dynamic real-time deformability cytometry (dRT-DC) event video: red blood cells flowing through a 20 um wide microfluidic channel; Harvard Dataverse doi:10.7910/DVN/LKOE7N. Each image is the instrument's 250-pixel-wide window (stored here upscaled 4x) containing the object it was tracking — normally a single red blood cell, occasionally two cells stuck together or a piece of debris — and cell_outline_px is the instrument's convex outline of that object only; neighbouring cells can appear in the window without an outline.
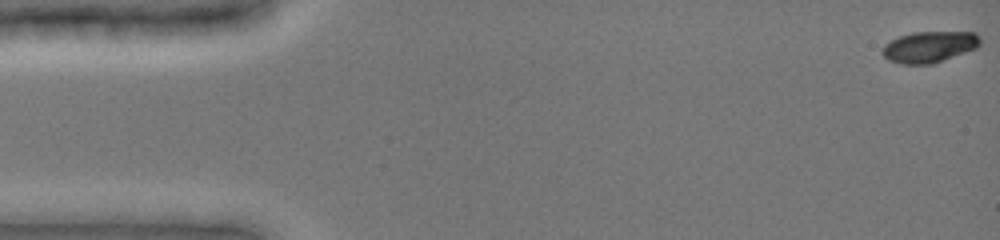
{"species": "common noctule bat (a hibernating species)", "species_latin": "Nyctalus noctula", "temperature_condition": "cold", "stored_images_in_passage": 49, "camera_frame_rate_fps": 3000, "um_per_image_px": 0.085, "animal": {"sex": "female", "body_mass_g": 19.0, "forearm_length_mm": 51.5}, "frame": {"image": 1, "passage_image": 1, "time_ms": 0.0, "image_size_px": [1000, 240], "cell_outline_px": [[980, 44], [976, 48], [932, 64], [900, 64], [888, 60], [884, 56], [884, 44], [900, 36], [912, 32], [976, 32], [980, 36]], "centroid_in_image_um": [79.01, 3.98], "position_along_channel_um": 6.0, "area_um2": 17.63}}
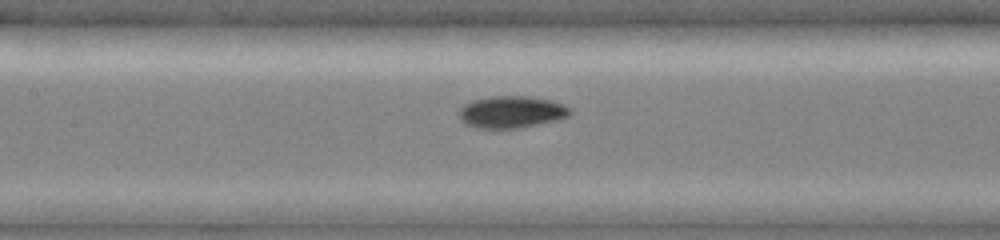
{"frame": {"image": 2, "passage_image": 23, "time_ms": 7.333, "image_size_px": [1000, 240], "cell_outline_px": [[572, 112], [568, 116], [560, 120], [520, 128], [476, 128], [464, 124], [460, 120], [460, 108], [464, 104], [472, 100], [492, 96], [532, 96], [552, 100], [564, 104], [572, 108]], "centroid_in_image_um": [43.52, 9.52], "position_along_channel_um": 163.9, "area_um2": 21.1}}
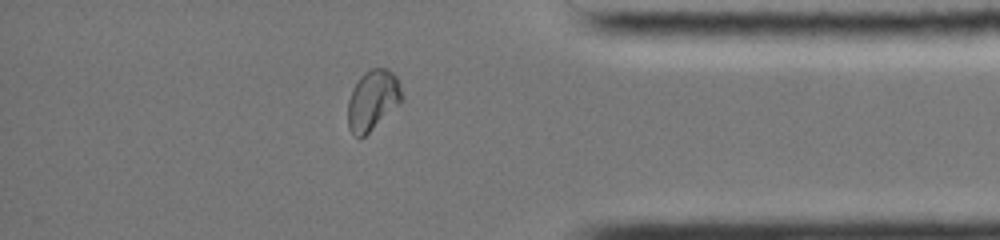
{"frame": {"image": 3, "passage_image": 42, "time_ms": 13.667, "image_size_px": [1000, 240], "cell_outline_px": [[400, 104], [360, 140], [348, 128], [348, 100], [352, 88], [360, 76], [364, 72], [372, 68], [388, 68], [396, 76], [400, 92]], "centroid_in_image_um": [31.64, 8.52], "position_along_channel_um": 403.6, "area_um2": 18.79}, "authors_computed_cell_mechanics": {"area_um2": 19.1896, "velocity_mm_per_s": 3.9384, "shape_relaxation_time_tau1_ms": 4.2985, "shape_relaxation_time_tau2_ms": 2.6516, "deformation_change_tau1": 0.1594, "deformation_change_tau2": 0.0474}}